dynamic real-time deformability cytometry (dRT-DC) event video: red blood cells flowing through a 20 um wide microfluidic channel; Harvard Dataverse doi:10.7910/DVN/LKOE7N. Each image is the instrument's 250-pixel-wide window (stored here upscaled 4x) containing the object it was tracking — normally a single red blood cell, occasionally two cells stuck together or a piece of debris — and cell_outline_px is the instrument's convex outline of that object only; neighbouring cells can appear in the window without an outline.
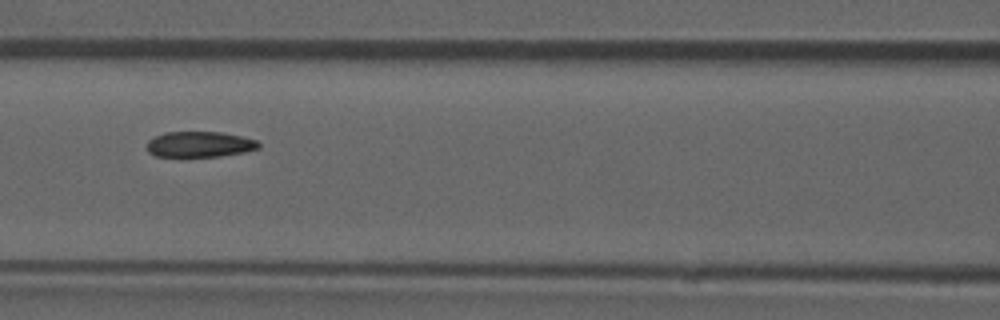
{"species": "common noctule bat (a hibernating species)", "species_latin": "Nyctalus noctula", "temperature_condition": "room temperature", "stored_images_in_passage": 9, "camera_frame_rate_fps": 3000, "um_per_image_px": 0.085, "animal": {"sex": "male", "forearm_length_mm": 52.5}, "frame": {"image": 1, "passage_image": 6, "time_ms": 1.667, "image_size_px": [1000, 320], "cell_outline_px": [[260, 148], [244, 152], [220, 156], [156, 156], [148, 152], [148, 140], [164, 132], [224, 132], [256, 140], [260, 144]], "centroid_in_image_um": [16.98, 12.26], "position_along_channel_um": 149.6, "area_um2": 16.59}}